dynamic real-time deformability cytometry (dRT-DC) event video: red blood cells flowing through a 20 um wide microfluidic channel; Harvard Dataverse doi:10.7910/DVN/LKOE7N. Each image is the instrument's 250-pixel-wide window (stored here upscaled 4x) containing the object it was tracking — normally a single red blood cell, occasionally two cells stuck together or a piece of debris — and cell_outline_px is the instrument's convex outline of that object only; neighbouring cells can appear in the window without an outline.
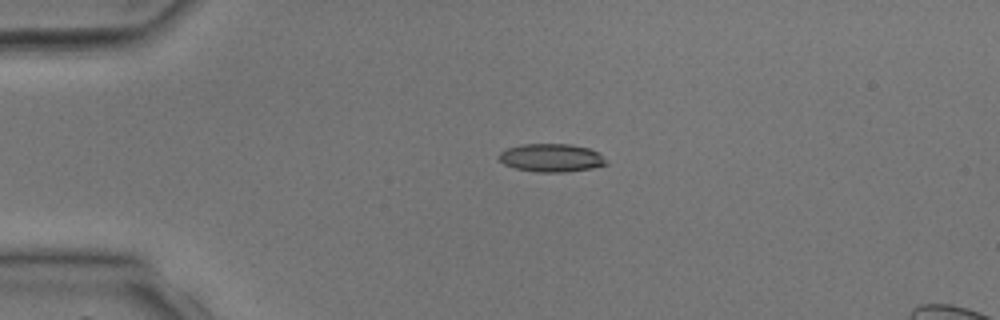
{"species": "common noctule bat (a hibernating species)", "species_latin": "Nyctalus noctula", "temperature_condition": "room temperature", "stored_images_in_passage": 4, "camera_frame_rate_fps": 3000, "um_per_image_px": 0.085, "animal": {"sex": "male", "body_mass_g": 17.9, "forearm_length_mm": 54.2}, "frame": {"image": 1, "passage_image": 3, "time_ms": 2.667, "image_size_px": [1000, 320], "cell_outline_px": [[608, 164], [592, 168], [564, 172], [536, 172], [516, 168], [504, 164], [496, 156], [500, 152], [508, 148], [524, 144], [572, 144], [588, 148], [596, 152]], "centroid_in_image_um": [46.82, 13.41], "position_along_channel_um": 38.2, "area_um2": 17.4}}